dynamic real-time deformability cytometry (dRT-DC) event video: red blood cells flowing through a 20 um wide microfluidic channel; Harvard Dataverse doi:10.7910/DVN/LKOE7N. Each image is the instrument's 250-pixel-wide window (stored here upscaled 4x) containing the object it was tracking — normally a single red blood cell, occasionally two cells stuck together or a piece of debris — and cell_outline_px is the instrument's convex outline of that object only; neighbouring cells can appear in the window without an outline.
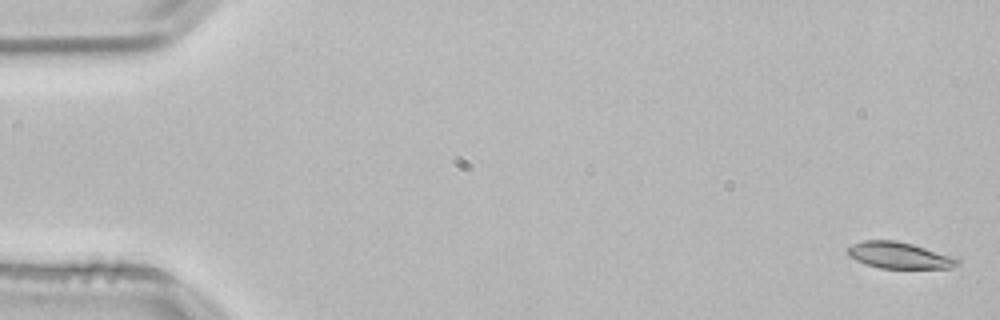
{"species": "common noctule bat (a hibernating species)", "species_latin": "Nyctalus noctula", "temperature_condition": "room temperature", "stored_images_in_passage": 3, "camera_frame_rate_fps": 3000, "um_per_image_px": 0.085, "animal": {"sex": "male", "body_mass_g": 21.5, "forearm_length_mm": 52.0}, "frame": {"image": 1, "passage_image": 1, "time_ms": 0.0, "image_size_px": [1000, 320], "cell_outline_px": [[960, 264], [952, 268], [880, 268], [856, 260], [848, 256], [844, 252], [852, 244], [864, 240], [896, 240], [912, 244], [956, 256], [960, 260]], "centroid_in_image_um": [76.47, 21.7], "position_along_channel_um": 8.5, "area_um2": 17.11}}
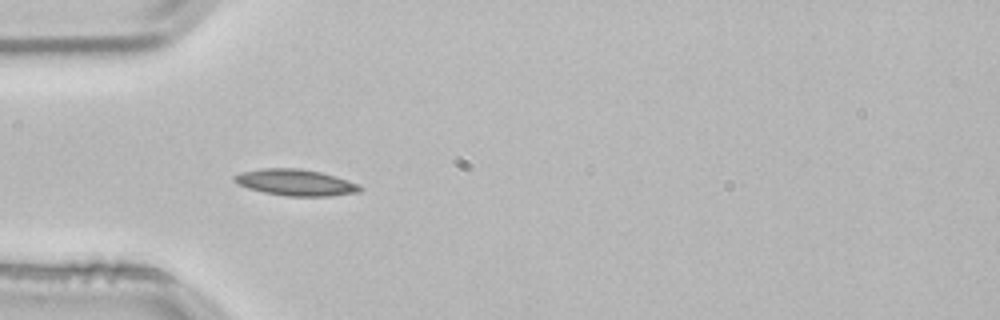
{"frame": {"image": 2, "passage_image": 3, "time_ms": 0.667, "image_size_px": [1000, 320], "cell_outline_px": [[364, 188], [360, 192], [328, 196], [284, 196], [264, 192], [248, 188], [232, 180], [232, 176], [240, 172], [264, 168], [300, 168], [320, 172], [336, 176], [360, 184]], "centroid_in_image_um": [25.14, 15.51], "position_along_channel_um": 59.9, "area_um2": 19.42}}